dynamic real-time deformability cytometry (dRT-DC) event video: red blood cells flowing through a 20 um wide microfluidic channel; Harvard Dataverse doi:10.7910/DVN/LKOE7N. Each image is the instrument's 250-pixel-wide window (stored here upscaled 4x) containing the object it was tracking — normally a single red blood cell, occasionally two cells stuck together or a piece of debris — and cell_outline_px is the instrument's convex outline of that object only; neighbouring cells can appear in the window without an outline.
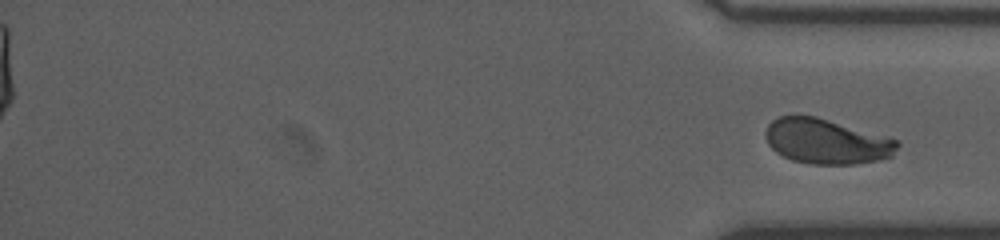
{"species": "human", "species_latin": "Homo sapiens", "temperature_condition": "room temperature", "stored_images_in_passage": 35, "segment_of_instrument_passage": [2, 2], "camera_frame_rate_fps": 3000, "um_per_image_px": 0.085, "donor": {"sex": "male"}, "frame": {"image": 1, "passage_image": 35, "time_ms": 11.333, "image_size_px": [1000, 240], "cell_outline_px": [[900, 144], [892, 156], [880, 160], [856, 164], [812, 164], [792, 160], [776, 152], [768, 144], [764, 136], [764, 132], [768, 124], [772, 120], [780, 116], [816, 116], [896, 140]], "centroid_in_image_um": [70.21, 12.03], "position_along_channel_um": 365.0, "area_um2": 34.33}}